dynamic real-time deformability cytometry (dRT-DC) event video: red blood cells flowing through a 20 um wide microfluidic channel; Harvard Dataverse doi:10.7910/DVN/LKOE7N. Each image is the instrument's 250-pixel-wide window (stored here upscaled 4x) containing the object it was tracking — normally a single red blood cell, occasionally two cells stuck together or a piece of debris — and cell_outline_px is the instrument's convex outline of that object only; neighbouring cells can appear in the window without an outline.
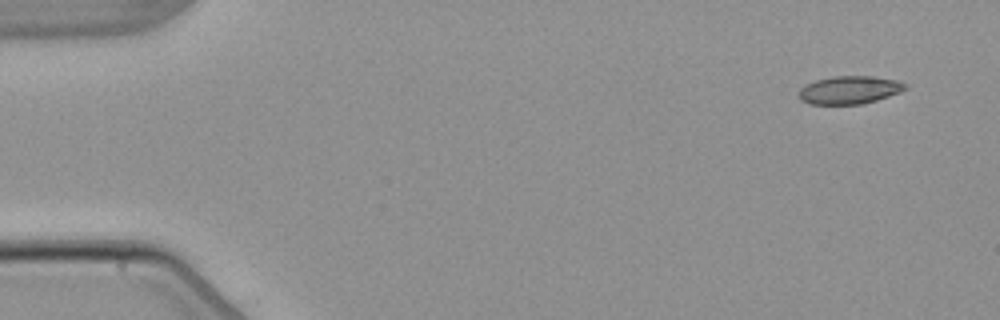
{"species": "common noctule bat (a hibernating species)", "species_latin": "Nyctalus noctula", "temperature_condition": "warm", "stored_images_in_passage": 6, "segment_of_instrument_passage": [2, 2], "camera_frame_rate_fps": 3000, "um_per_image_px": 0.085, "animal": {"sex": "male", "body_mass_g": 21.5, "forearm_length_mm": 52.0}, "frame": {"image": 1, "passage_image": 6, "time_ms": 6.667, "image_size_px": [1000, 320], "cell_outline_px": [[908, 88], [900, 92], [864, 104], [808, 104], [800, 100], [800, 88], [816, 80], [832, 76], [872, 76], [896, 80], [908, 84]], "centroid_in_image_um": [72.23, 7.65], "position_along_channel_um": 12.8, "area_um2": 17.34}}